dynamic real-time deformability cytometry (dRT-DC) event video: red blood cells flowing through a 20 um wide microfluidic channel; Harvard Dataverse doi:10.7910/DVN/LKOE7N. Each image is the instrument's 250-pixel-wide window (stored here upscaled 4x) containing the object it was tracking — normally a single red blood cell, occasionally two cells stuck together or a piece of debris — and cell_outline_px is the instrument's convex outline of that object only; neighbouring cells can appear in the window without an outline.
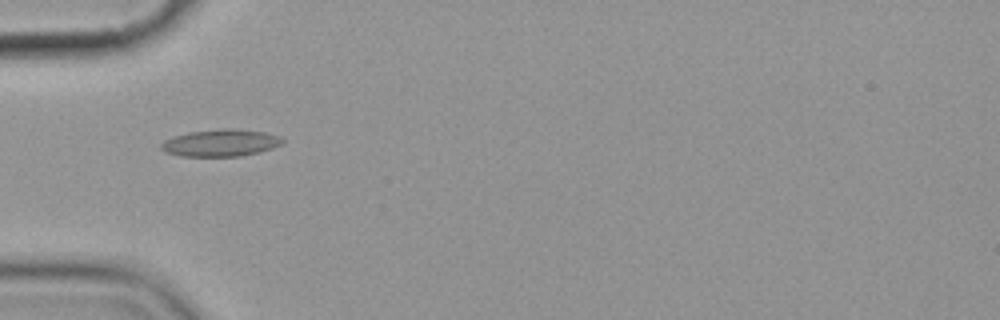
{"species": "common noctule bat (a hibernating species)", "species_latin": "Nyctalus noctula", "temperature_condition": "cold", "stored_images_in_passage": 11, "camera_frame_rate_fps": 3000, "um_per_image_px": 0.085, "animal": {"sex": "female", "body_mass_g": 19.9}, "frame": {"image": 1, "passage_image": 1, "time_ms": 0.0, "image_size_px": [1000, 320], "cell_outline_px": [[284, 140], [280, 144], [272, 148], [260, 152], [240, 156], [180, 156], [164, 152], [160, 148], [160, 144], [164, 140], [172, 136], [188, 132], [224, 128], [232, 128], [264, 132], [280, 136]], "centroid_in_image_um": [18.71, 12.14], "position_along_channel_um": 66.3, "area_um2": 19.25}}
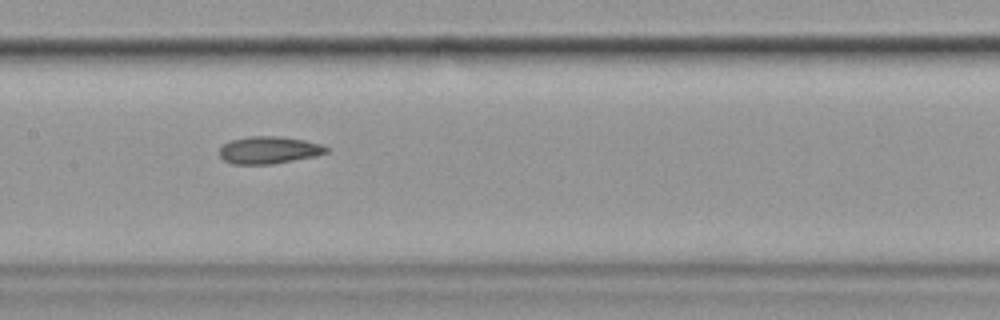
{"frame": {"image": 2, "passage_image": 4, "time_ms": 3.333, "image_size_px": [1000, 320], "cell_outline_px": [[328, 152], [316, 156], [272, 164], [232, 164], [224, 160], [220, 156], [220, 148], [224, 144], [232, 140], [248, 136], [280, 136], [304, 140], [320, 144], [328, 148]], "centroid_in_image_um": [22.86, 12.75], "position_along_channel_um": 184.5, "area_um2": 16.94}}
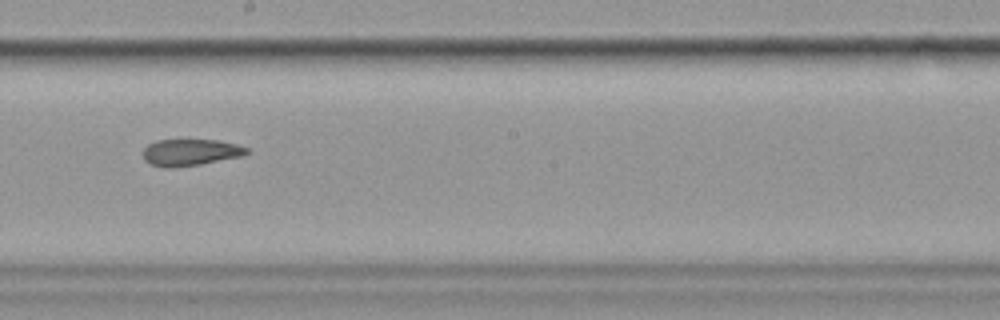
{"frame": {"image": 3, "passage_image": 5, "time_ms": 4.667, "image_size_px": [1000, 320], "cell_outline_px": [[252, 152], [240, 156], [200, 164], [176, 168], [164, 168], [152, 164], [144, 160], [144, 148], [148, 144], [156, 140], [220, 140], [236, 144], [248, 148]], "centroid_in_image_um": [16.19, 12.95], "position_along_channel_um": 232.0, "area_um2": 16.13}, "authors_computed_cell_mechanics": {"area_um2": 17.34, "velocity_mm_per_s": 3.5942, "shape_relaxation_time_tau1_ms": 11.0184, "shape_relaxation_time_tau2_ms": 3.1824, "deformation_change_tau1": 0.173, "deformation_change_tau2": 0.09}}